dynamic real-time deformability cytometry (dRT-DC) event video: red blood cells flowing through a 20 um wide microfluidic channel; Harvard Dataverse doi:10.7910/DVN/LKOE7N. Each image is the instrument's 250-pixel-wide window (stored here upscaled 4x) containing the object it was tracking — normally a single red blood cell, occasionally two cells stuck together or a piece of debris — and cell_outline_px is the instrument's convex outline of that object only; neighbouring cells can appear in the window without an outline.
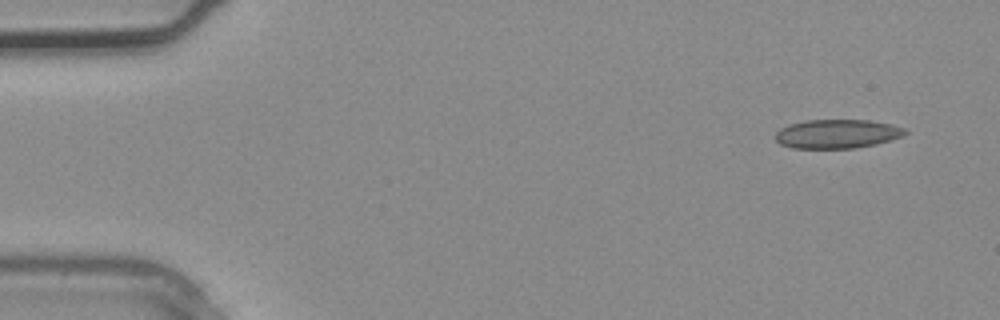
{"species": "common noctule bat (a hibernating species)", "species_latin": "Nyctalus noctula", "temperature_condition": "warm", "stored_images_in_passage": 3, "camera_frame_rate_fps": 3000, "um_per_image_px": 0.085, "animal": {"sex": "male", "body_mass_g": 20.4}, "frame": {"image": 1, "passage_image": 1, "time_ms": 0.0, "image_size_px": [1000, 320], "cell_outline_px": [[908, 132], [904, 136], [876, 144], [856, 148], [792, 148], [780, 144], [772, 136], [780, 128], [788, 124], [804, 120], [868, 120], [892, 124], [904, 128]], "centroid_in_image_um": [71.13, 11.37], "position_along_channel_um": 13.9, "area_um2": 22.14}}